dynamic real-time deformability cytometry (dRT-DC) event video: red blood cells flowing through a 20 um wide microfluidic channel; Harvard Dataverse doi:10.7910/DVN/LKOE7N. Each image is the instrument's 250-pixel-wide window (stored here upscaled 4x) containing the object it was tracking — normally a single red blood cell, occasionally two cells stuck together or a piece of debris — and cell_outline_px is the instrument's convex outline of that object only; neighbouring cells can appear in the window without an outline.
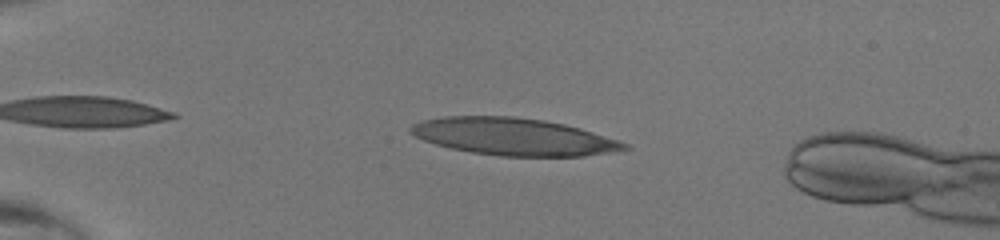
{"species": "human", "species_latin": "Homo sapiens", "temperature_condition": "room temperature", "stored_images_in_passage": 36, "camera_frame_rate_fps": 3000, "um_per_image_px": 0.085, "donor": {"sex": "male"}, "frame": {"image": 1, "passage_image": 6, "time_ms": 1.667, "image_size_px": [1000, 240], "cell_outline_px": [[632, 148], [584, 156], [500, 156], [472, 152], [452, 148], [436, 144], [424, 140], [408, 132], [408, 128], [412, 124], [420, 120], [444, 116], [512, 116], [544, 120], [564, 124], [580, 128], [628, 144]], "centroid_in_image_um": [43.6, 11.61], "position_along_channel_um": 41.4, "area_um2": 46.12}}
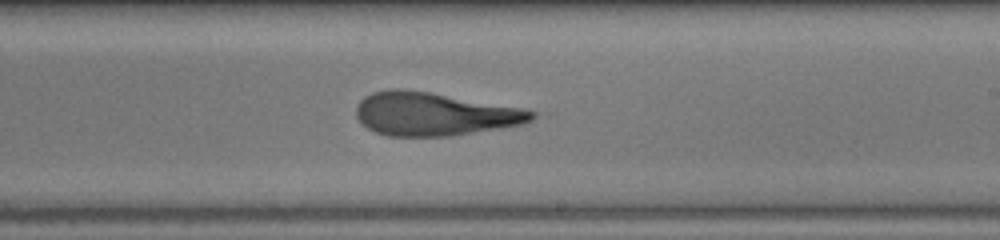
{"frame": {"image": 2, "passage_image": 24, "time_ms": 7.667, "image_size_px": [1000, 240], "cell_outline_px": [[536, 116], [532, 120], [524, 124], [504, 128], [452, 136], [388, 136], [376, 132], [368, 128], [356, 116], [356, 108], [360, 100], [364, 96], [372, 92], [388, 88], [404, 88], [432, 92], [524, 108], [536, 112]], "centroid_in_image_um": [36.94, 9.68], "position_along_channel_um": 252.1, "area_um2": 44.8}}
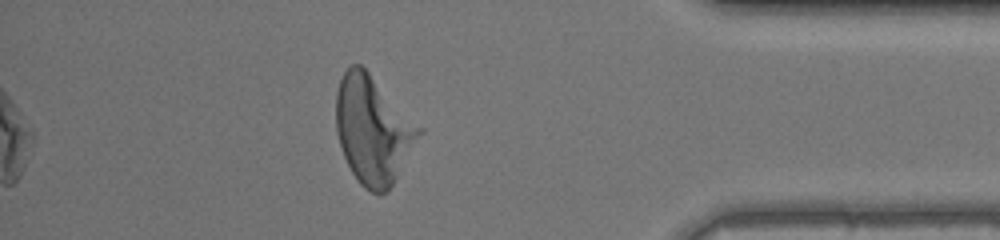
{"frame": {"image": 3, "passage_image": 36, "time_ms": 11.667, "image_size_px": [1000, 240], "cell_outline_px": [[424, 132], [388, 192], [372, 192], [364, 188], [360, 184], [352, 172], [344, 156], [336, 132], [336, 92], [340, 80], [344, 72], [352, 64], [360, 64], [424, 128]], "centroid_in_image_um": [31.73, 11.05], "position_along_channel_um": 403.5, "area_um2": 52.08}}